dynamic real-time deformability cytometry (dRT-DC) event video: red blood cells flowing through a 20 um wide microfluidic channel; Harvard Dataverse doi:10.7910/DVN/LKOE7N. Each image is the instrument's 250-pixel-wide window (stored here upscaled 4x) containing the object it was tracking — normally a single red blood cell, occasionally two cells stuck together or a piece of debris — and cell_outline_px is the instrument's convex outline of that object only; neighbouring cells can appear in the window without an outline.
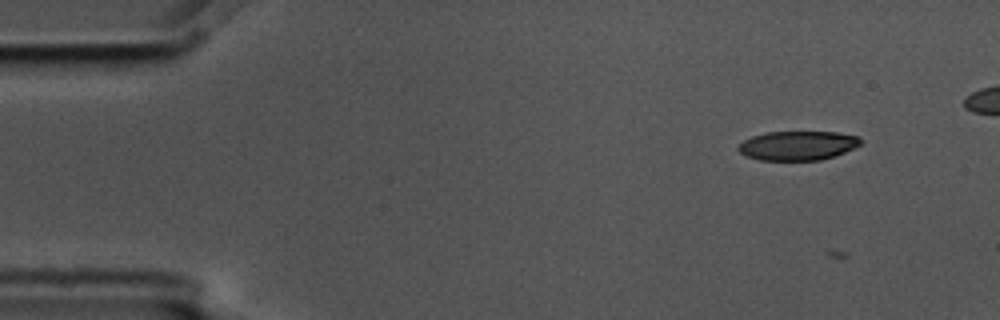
{"species": "common noctule bat (a hibernating species)", "species_latin": "Nyctalus noctula", "temperature_condition": "cold", "stored_images_in_passage": 6, "camera_frame_rate_fps": 3000, "um_per_image_px": 0.085, "animal": {"sex": "male", "body_mass_g": 17.5, "forearm_length_mm": 52.3}, "frame": {"image": 1, "passage_image": 2, "time_ms": 0.333, "image_size_px": [1000, 320], "cell_outline_px": [[864, 144], [836, 156], [820, 160], [760, 160], [744, 156], [736, 148], [744, 140], [752, 136], [764, 132], [836, 132], [860, 136]], "centroid_in_image_um": [67.84, 12.37], "position_along_channel_um": 17.2, "area_um2": 21.15}}